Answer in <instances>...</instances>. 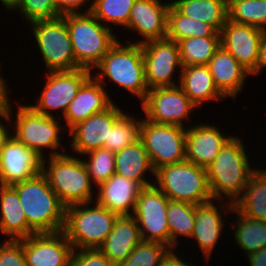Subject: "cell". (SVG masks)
<instances>
[{
  "instance_id": "obj_1",
  "label": "cell",
  "mask_w": 266,
  "mask_h": 266,
  "mask_svg": "<svg viewBox=\"0 0 266 266\" xmlns=\"http://www.w3.org/2000/svg\"><path fill=\"white\" fill-rule=\"evenodd\" d=\"M243 140L233 132V136L221 148L216 159L206 168L213 200L234 203L257 169L258 166L254 167L251 163L250 154L246 149L247 144Z\"/></svg>"
},
{
  "instance_id": "obj_2",
  "label": "cell",
  "mask_w": 266,
  "mask_h": 266,
  "mask_svg": "<svg viewBox=\"0 0 266 266\" xmlns=\"http://www.w3.org/2000/svg\"><path fill=\"white\" fill-rule=\"evenodd\" d=\"M91 75L107 91L106 80L128 91L129 95L133 94L140 103L149 91L145 80L142 46L139 43L123 44V41L118 40L93 68Z\"/></svg>"
},
{
  "instance_id": "obj_3",
  "label": "cell",
  "mask_w": 266,
  "mask_h": 266,
  "mask_svg": "<svg viewBox=\"0 0 266 266\" xmlns=\"http://www.w3.org/2000/svg\"><path fill=\"white\" fill-rule=\"evenodd\" d=\"M14 105H17V111L14 112L17 113L12 118ZM8 117L12 135L42 159L65 153L67 148L61 143L60 137L68 134L65 126L60 124V118L38 113L28 104L22 105L18 101L16 104L12 103ZM45 150L49 153L47 154Z\"/></svg>"
},
{
  "instance_id": "obj_4",
  "label": "cell",
  "mask_w": 266,
  "mask_h": 266,
  "mask_svg": "<svg viewBox=\"0 0 266 266\" xmlns=\"http://www.w3.org/2000/svg\"><path fill=\"white\" fill-rule=\"evenodd\" d=\"M12 186L17 191L28 225L36 233L63 231L66 206L42 173Z\"/></svg>"
},
{
  "instance_id": "obj_5",
  "label": "cell",
  "mask_w": 266,
  "mask_h": 266,
  "mask_svg": "<svg viewBox=\"0 0 266 266\" xmlns=\"http://www.w3.org/2000/svg\"><path fill=\"white\" fill-rule=\"evenodd\" d=\"M46 159H42L41 173L66 207L95 200L96 195L93 194H96V189L92 188L96 186L91 182L86 165L79 155L62 153Z\"/></svg>"
},
{
  "instance_id": "obj_6",
  "label": "cell",
  "mask_w": 266,
  "mask_h": 266,
  "mask_svg": "<svg viewBox=\"0 0 266 266\" xmlns=\"http://www.w3.org/2000/svg\"><path fill=\"white\" fill-rule=\"evenodd\" d=\"M66 21L77 68L90 71L119 40L91 12L62 15Z\"/></svg>"
},
{
  "instance_id": "obj_7",
  "label": "cell",
  "mask_w": 266,
  "mask_h": 266,
  "mask_svg": "<svg viewBox=\"0 0 266 266\" xmlns=\"http://www.w3.org/2000/svg\"><path fill=\"white\" fill-rule=\"evenodd\" d=\"M117 214L96 202L66 207L63 232L74 250L98 249L112 227Z\"/></svg>"
},
{
  "instance_id": "obj_8",
  "label": "cell",
  "mask_w": 266,
  "mask_h": 266,
  "mask_svg": "<svg viewBox=\"0 0 266 266\" xmlns=\"http://www.w3.org/2000/svg\"><path fill=\"white\" fill-rule=\"evenodd\" d=\"M154 180V185L171 201L201 205L213 200L207 169L187 160L159 167Z\"/></svg>"
},
{
  "instance_id": "obj_9",
  "label": "cell",
  "mask_w": 266,
  "mask_h": 266,
  "mask_svg": "<svg viewBox=\"0 0 266 266\" xmlns=\"http://www.w3.org/2000/svg\"><path fill=\"white\" fill-rule=\"evenodd\" d=\"M29 25L46 72L76 69L73 46L63 16L37 20Z\"/></svg>"
},
{
  "instance_id": "obj_10",
  "label": "cell",
  "mask_w": 266,
  "mask_h": 266,
  "mask_svg": "<svg viewBox=\"0 0 266 266\" xmlns=\"http://www.w3.org/2000/svg\"><path fill=\"white\" fill-rule=\"evenodd\" d=\"M140 140L154 170L186 160V129L177 125L159 124L141 116Z\"/></svg>"
},
{
  "instance_id": "obj_11",
  "label": "cell",
  "mask_w": 266,
  "mask_h": 266,
  "mask_svg": "<svg viewBox=\"0 0 266 266\" xmlns=\"http://www.w3.org/2000/svg\"><path fill=\"white\" fill-rule=\"evenodd\" d=\"M91 72L85 68L47 72L44 75L46 80L41 94H37L38 99L35 98L36 103L28 105L43 115L62 118L81 85L91 76ZM55 111L57 114L61 113V116Z\"/></svg>"
},
{
  "instance_id": "obj_12",
  "label": "cell",
  "mask_w": 266,
  "mask_h": 266,
  "mask_svg": "<svg viewBox=\"0 0 266 266\" xmlns=\"http://www.w3.org/2000/svg\"><path fill=\"white\" fill-rule=\"evenodd\" d=\"M140 106L146 120L184 128L189 127L185 122L191 112L198 109L179 85L149 89Z\"/></svg>"
},
{
  "instance_id": "obj_13",
  "label": "cell",
  "mask_w": 266,
  "mask_h": 266,
  "mask_svg": "<svg viewBox=\"0 0 266 266\" xmlns=\"http://www.w3.org/2000/svg\"><path fill=\"white\" fill-rule=\"evenodd\" d=\"M141 46L147 87L152 89L179 85L183 66L177 42L164 38L144 42ZM176 72L179 73L178 81L173 79Z\"/></svg>"
},
{
  "instance_id": "obj_14",
  "label": "cell",
  "mask_w": 266,
  "mask_h": 266,
  "mask_svg": "<svg viewBox=\"0 0 266 266\" xmlns=\"http://www.w3.org/2000/svg\"><path fill=\"white\" fill-rule=\"evenodd\" d=\"M169 201L155 185L140 190L132 216L136 219L142 241L159 242L170 247L166 217Z\"/></svg>"
},
{
  "instance_id": "obj_15",
  "label": "cell",
  "mask_w": 266,
  "mask_h": 266,
  "mask_svg": "<svg viewBox=\"0 0 266 266\" xmlns=\"http://www.w3.org/2000/svg\"><path fill=\"white\" fill-rule=\"evenodd\" d=\"M233 209V203L224 200H212L196 205L194 231L191 239L193 242L194 240L196 241L206 262L212 258L210 256L214 253L213 251H215L214 248H216L217 244L220 245L218 243L220 238H224L221 235L226 232L224 227L227 221H230V219L226 220L228 218L227 214L231 213Z\"/></svg>"
},
{
  "instance_id": "obj_16",
  "label": "cell",
  "mask_w": 266,
  "mask_h": 266,
  "mask_svg": "<svg viewBox=\"0 0 266 266\" xmlns=\"http://www.w3.org/2000/svg\"><path fill=\"white\" fill-rule=\"evenodd\" d=\"M115 102L105 111L94 114L73 126L68 134L70 152L75 155H83L89 151L103 148L108 141L109 131L116 121L125 113Z\"/></svg>"
},
{
  "instance_id": "obj_17",
  "label": "cell",
  "mask_w": 266,
  "mask_h": 266,
  "mask_svg": "<svg viewBox=\"0 0 266 266\" xmlns=\"http://www.w3.org/2000/svg\"><path fill=\"white\" fill-rule=\"evenodd\" d=\"M26 266H71L74 248L63 231L23 239Z\"/></svg>"
},
{
  "instance_id": "obj_18",
  "label": "cell",
  "mask_w": 266,
  "mask_h": 266,
  "mask_svg": "<svg viewBox=\"0 0 266 266\" xmlns=\"http://www.w3.org/2000/svg\"><path fill=\"white\" fill-rule=\"evenodd\" d=\"M264 34L262 29L228 19L220 31L221 46L255 76L259 47Z\"/></svg>"
},
{
  "instance_id": "obj_19",
  "label": "cell",
  "mask_w": 266,
  "mask_h": 266,
  "mask_svg": "<svg viewBox=\"0 0 266 266\" xmlns=\"http://www.w3.org/2000/svg\"><path fill=\"white\" fill-rule=\"evenodd\" d=\"M42 158L19 142L12 134L0 155V184L13 185L41 173Z\"/></svg>"
},
{
  "instance_id": "obj_20",
  "label": "cell",
  "mask_w": 266,
  "mask_h": 266,
  "mask_svg": "<svg viewBox=\"0 0 266 266\" xmlns=\"http://www.w3.org/2000/svg\"><path fill=\"white\" fill-rule=\"evenodd\" d=\"M168 1L164 3L161 0H136L124 30L131 29V32H137L141 39H135L133 42L129 38L125 42L142 44L150 40L166 38L168 11L171 4V1Z\"/></svg>"
},
{
  "instance_id": "obj_21",
  "label": "cell",
  "mask_w": 266,
  "mask_h": 266,
  "mask_svg": "<svg viewBox=\"0 0 266 266\" xmlns=\"http://www.w3.org/2000/svg\"><path fill=\"white\" fill-rule=\"evenodd\" d=\"M216 123L191 124L186 129V160L200 167L207 168L217 157L221 148L233 136L223 134ZM221 130V131H220Z\"/></svg>"
},
{
  "instance_id": "obj_22",
  "label": "cell",
  "mask_w": 266,
  "mask_h": 266,
  "mask_svg": "<svg viewBox=\"0 0 266 266\" xmlns=\"http://www.w3.org/2000/svg\"><path fill=\"white\" fill-rule=\"evenodd\" d=\"M105 87L92 75L81 85L76 96L60 119H64L67 132L90 116L105 111L114 101Z\"/></svg>"
},
{
  "instance_id": "obj_23",
  "label": "cell",
  "mask_w": 266,
  "mask_h": 266,
  "mask_svg": "<svg viewBox=\"0 0 266 266\" xmlns=\"http://www.w3.org/2000/svg\"><path fill=\"white\" fill-rule=\"evenodd\" d=\"M141 189L136 181L114 173L96 187L95 202L118 216L132 215Z\"/></svg>"
},
{
  "instance_id": "obj_24",
  "label": "cell",
  "mask_w": 266,
  "mask_h": 266,
  "mask_svg": "<svg viewBox=\"0 0 266 266\" xmlns=\"http://www.w3.org/2000/svg\"><path fill=\"white\" fill-rule=\"evenodd\" d=\"M217 89L228 99H236L242 92L250 72L222 46L208 63Z\"/></svg>"
},
{
  "instance_id": "obj_25",
  "label": "cell",
  "mask_w": 266,
  "mask_h": 266,
  "mask_svg": "<svg viewBox=\"0 0 266 266\" xmlns=\"http://www.w3.org/2000/svg\"><path fill=\"white\" fill-rule=\"evenodd\" d=\"M141 241L136 219L132 215H120L98 249L116 266L126 260Z\"/></svg>"
},
{
  "instance_id": "obj_26",
  "label": "cell",
  "mask_w": 266,
  "mask_h": 266,
  "mask_svg": "<svg viewBox=\"0 0 266 266\" xmlns=\"http://www.w3.org/2000/svg\"><path fill=\"white\" fill-rule=\"evenodd\" d=\"M0 232L6 240H21L36 232L28 225L16 189L0 184Z\"/></svg>"
},
{
  "instance_id": "obj_27",
  "label": "cell",
  "mask_w": 266,
  "mask_h": 266,
  "mask_svg": "<svg viewBox=\"0 0 266 266\" xmlns=\"http://www.w3.org/2000/svg\"><path fill=\"white\" fill-rule=\"evenodd\" d=\"M179 86L197 108L203 103L226 99L217 89L208 65L183 66Z\"/></svg>"
},
{
  "instance_id": "obj_28",
  "label": "cell",
  "mask_w": 266,
  "mask_h": 266,
  "mask_svg": "<svg viewBox=\"0 0 266 266\" xmlns=\"http://www.w3.org/2000/svg\"><path fill=\"white\" fill-rule=\"evenodd\" d=\"M115 173L136 181L142 188L154 185V178L148 176H155V170L140 139L115 153Z\"/></svg>"
},
{
  "instance_id": "obj_29",
  "label": "cell",
  "mask_w": 266,
  "mask_h": 266,
  "mask_svg": "<svg viewBox=\"0 0 266 266\" xmlns=\"http://www.w3.org/2000/svg\"><path fill=\"white\" fill-rule=\"evenodd\" d=\"M233 205L248 218L266 221V169H261L259 165Z\"/></svg>"
},
{
  "instance_id": "obj_30",
  "label": "cell",
  "mask_w": 266,
  "mask_h": 266,
  "mask_svg": "<svg viewBox=\"0 0 266 266\" xmlns=\"http://www.w3.org/2000/svg\"><path fill=\"white\" fill-rule=\"evenodd\" d=\"M171 4L181 14L204 21L219 32L228 20V0H172Z\"/></svg>"
},
{
  "instance_id": "obj_31",
  "label": "cell",
  "mask_w": 266,
  "mask_h": 266,
  "mask_svg": "<svg viewBox=\"0 0 266 266\" xmlns=\"http://www.w3.org/2000/svg\"><path fill=\"white\" fill-rule=\"evenodd\" d=\"M231 213H235L233 216L236 218L234 224L229 222L233 225L231 231L235 237L232 242L244 251L245 256L266 247V221L248 218L235 208Z\"/></svg>"
},
{
  "instance_id": "obj_32",
  "label": "cell",
  "mask_w": 266,
  "mask_h": 266,
  "mask_svg": "<svg viewBox=\"0 0 266 266\" xmlns=\"http://www.w3.org/2000/svg\"><path fill=\"white\" fill-rule=\"evenodd\" d=\"M221 36L212 25L181 14L172 4L169 6L166 38L178 42L190 37Z\"/></svg>"
},
{
  "instance_id": "obj_33",
  "label": "cell",
  "mask_w": 266,
  "mask_h": 266,
  "mask_svg": "<svg viewBox=\"0 0 266 266\" xmlns=\"http://www.w3.org/2000/svg\"><path fill=\"white\" fill-rule=\"evenodd\" d=\"M195 214L196 205L169 201L166 217L170 232V248L172 250H176L178 243H180V237L190 238L191 240L194 231Z\"/></svg>"
},
{
  "instance_id": "obj_34",
  "label": "cell",
  "mask_w": 266,
  "mask_h": 266,
  "mask_svg": "<svg viewBox=\"0 0 266 266\" xmlns=\"http://www.w3.org/2000/svg\"><path fill=\"white\" fill-rule=\"evenodd\" d=\"M182 66L208 65L221 46V36L190 37L177 42Z\"/></svg>"
},
{
  "instance_id": "obj_35",
  "label": "cell",
  "mask_w": 266,
  "mask_h": 266,
  "mask_svg": "<svg viewBox=\"0 0 266 266\" xmlns=\"http://www.w3.org/2000/svg\"><path fill=\"white\" fill-rule=\"evenodd\" d=\"M228 19L266 32V0H228Z\"/></svg>"
},
{
  "instance_id": "obj_36",
  "label": "cell",
  "mask_w": 266,
  "mask_h": 266,
  "mask_svg": "<svg viewBox=\"0 0 266 266\" xmlns=\"http://www.w3.org/2000/svg\"><path fill=\"white\" fill-rule=\"evenodd\" d=\"M136 0H94L91 13L104 25L111 29L128 25L130 11ZM123 28H122V27Z\"/></svg>"
},
{
  "instance_id": "obj_37",
  "label": "cell",
  "mask_w": 266,
  "mask_h": 266,
  "mask_svg": "<svg viewBox=\"0 0 266 266\" xmlns=\"http://www.w3.org/2000/svg\"><path fill=\"white\" fill-rule=\"evenodd\" d=\"M141 118H135L125 112L109 131L108 141H105L103 148L114 153L122 150L140 139Z\"/></svg>"
},
{
  "instance_id": "obj_38",
  "label": "cell",
  "mask_w": 266,
  "mask_h": 266,
  "mask_svg": "<svg viewBox=\"0 0 266 266\" xmlns=\"http://www.w3.org/2000/svg\"><path fill=\"white\" fill-rule=\"evenodd\" d=\"M80 157L86 165L91 182L96 187L115 173V153L109 149H95Z\"/></svg>"
},
{
  "instance_id": "obj_39",
  "label": "cell",
  "mask_w": 266,
  "mask_h": 266,
  "mask_svg": "<svg viewBox=\"0 0 266 266\" xmlns=\"http://www.w3.org/2000/svg\"><path fill=\"white\" fill-rule=\"evenodd\" d=\"M172 249L159 242L141 241L128 258L116 266H161Z\"/></svg>"
},
{
  "instance_id": "obj_40",
  "label": "cell",
  "mask_w": 266,
  "mask_h": 266,
  "mask_svg": "<svg viewBox=\"0 0 266 266\" xmlns=\"http://www.w3.org/2000/svg\"><path fill=\"white\" fill-rule=\"evenodd\" d=\"M19 13L28 23L37 20L55 19L62 16L55 6L54 0H15L7 9Z\"/></svg>"
},
{
  "instance_id": "obj_41",
  "label": "cell",
  "mask_w": 266,
  "mask_h": 266,
  "mask_svg": "<svg viewBox=\"0 0 266 266\" xmlns=\"http://www.w3.org/2000/svg\"><path fill=\"white\" fill-rule=\"evenodd\" d=\"M0 266H26L23 239H4L0 243Z\"/></svg>"
},
{
  "instance_id": "obj_42",
  "label": "cell",
  "mask_w": 266,
  "mask_h": 266,
  "mask_svg": "<svg viewBox=\"0 0 266 266\" xmlns=\"http://www.w3.org/2000/svg\"><path fill=\"white\" fill-rule=\"evenodd\" d=\"M71 266H115L99 249L74 250Z\"/></svg>"
},
{
  "instance_id": "obj_43",
  "label": "cell",
  "mask_w": 266,
  "mask_h": 266,
  "mask_svg": "<svg viewBox=\"0 0 266 266\" xmlns=\"http://www.w3.org/2000/svg\"><path fill=\"white\" fill-rule=\"evenodd\" d=\"M54 2L57 8V11L61 15H64V14H70V13L91 12L93 8L94 0H54Z\"/></svg>"
},
{
  "instance_id": "obj_44",
  "label": "cell",
  "mask_w": 266,
  "mask_h": 266,
  "mask_svg": "<svg viewBox=\"0 0 266 266\" xmlns=\"http://www.w3.org/2000/svg\"><path fill=\"white\" fill-rule=\"evenodd\" d=\"M1 67L2 66L0 65V118L8 116L12 105V98H10L11 94L8 92L11 88H8L9 85H6L8 83L6 82L3 73H1Z\"/></svg>"
},
{
  "instance_id": "obj_45",
  "label": "cell",
  "mask_w": 266,
  "mask_h": 266,
  "mask_svg": "<svg viewBox=\"0 0 266 266\" xmlns=\"http://www.w3.org/2000/svg\"><path fill=\"white\" fill-rule=\"evenodd\" d=\"M178 252V249L177 251H174L172 250L169 255L164 259L163 263L161 266H196V263L195 264H192L190 263L191 261H185L184 258H185V255L183 254H176ZM184 256V257H182ZM182 257V258H181Z\"/></svg>"
},
{
  "instance_id": "obj_46",
  "label": "cell",
  "mask_w": 266,
  "mask_h": 266,
  "mask_svg": "<svg viewBox=\"0 0 266 266\" xmlns=\"http://www.w3.org/2000/svg\"><path fill=\"white\" fill-rule=\"evenodd\" d=\"M266 68V32L261 40L256 64V76Z\"/></svg>"
},
{
  "instance_id": "obj_47",
  "label": "cell",
  "mask_w": 266,
  "mask_h": 266,
  "mask_svg": "<svg viewBox=\"0 0 266 266\" xmlns=\"http://www.w3.org/2000/svg\"><path fill=\"white\" fill-rule=\"evenodd\" d=\"M246 257L250 266H266V247Z\"/></svg>"
},
{
  "instance_id": "obj_48",
  "label": "cell",
  "mask_w": 266,
  "mask_h": 266,
  "mask_svg": "<svg viewBox=\"0 0 266 266\" xmlns=\"http://www.w3.org/2000/svg\"><path fill=\"white\" fill-rule=\"evenodd\" d=\"M10 126L11 125H10V120H9L8 116L0 118V155H1V150L3 148V145H4L5 141L11 135V132H10L11 131V127Z\"/></svg>"
},
{
  "instance_id": "obj_49",
  "label": "cell",
  "mask_w": 266,
  "mask_h": 266,
  "mask_svg": "<svg viewBox=\"0 0 266 266\" xmlns=\"http://www.w3.org/2000/svg\"><path fill=\"white\" fill-rule=\"evenodd\" d=\"M15 0H0L1 4L3 5V7H5V9H8Z\"/></svg>"
}]
</instances>
